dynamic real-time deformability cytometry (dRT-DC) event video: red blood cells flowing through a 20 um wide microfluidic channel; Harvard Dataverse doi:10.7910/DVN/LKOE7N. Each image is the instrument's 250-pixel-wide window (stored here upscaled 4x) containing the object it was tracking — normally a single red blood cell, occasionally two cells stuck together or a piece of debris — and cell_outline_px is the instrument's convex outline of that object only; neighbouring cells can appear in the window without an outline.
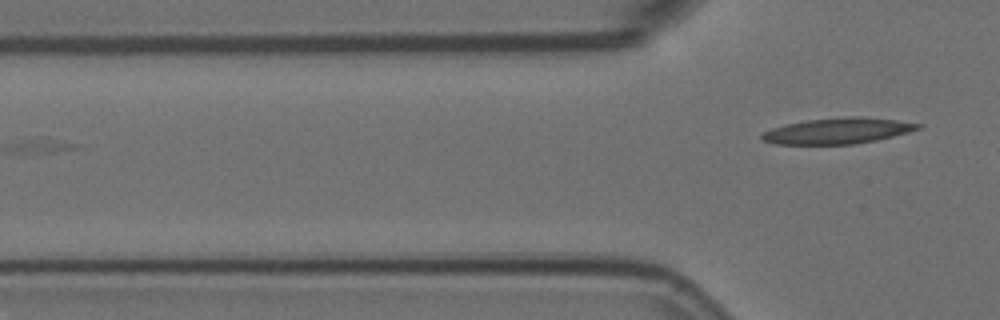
{"species": "Egyptian fruit bat (a non-hibernating species)", "species_latin": "Rousettus aegyptiacus", "temperature_condition": "room temperature", "stored_images_in_passage": 2, "camera_frame_rate_fps": 3000, "um_per_image_px": 0.085, "animal": {"sex": "female"}, "frame": {"image": 1, "passage_image": 2, "time_ms": 0.333, "image_size_px": [1000, 320], "cell_outline_px": [[920, 128], [908, 132], [876, 140], [852, 144], [776, 144], [764, 140], [760, 136], [764, 132], [772, 128], [788, 124], [808, 120], [848, 116], [860, 116], [896, 120], [920, 124]], "centroid_in_image_um": [71.21, 11.12], "position_along_channel_um": 54.6, "area_um2": 23.12}}